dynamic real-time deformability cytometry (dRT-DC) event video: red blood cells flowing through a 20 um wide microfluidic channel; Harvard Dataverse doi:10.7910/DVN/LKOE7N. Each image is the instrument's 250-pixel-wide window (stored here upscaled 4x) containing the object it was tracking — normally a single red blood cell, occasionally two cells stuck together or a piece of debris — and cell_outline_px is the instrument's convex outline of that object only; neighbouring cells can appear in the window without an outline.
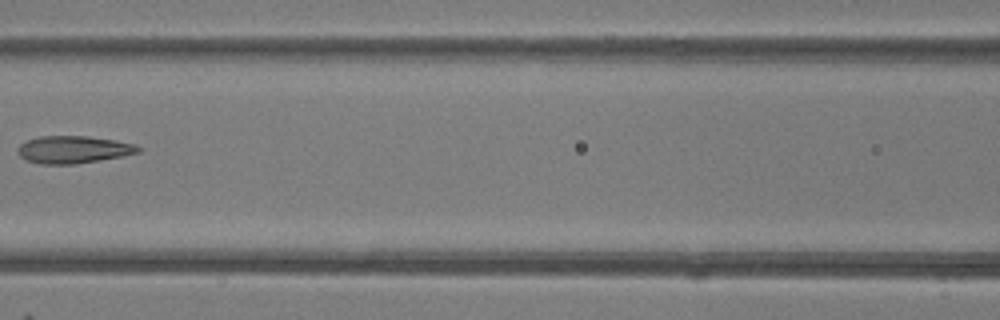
{"species": "common noctule bat (a hibernating species)", "species_latin": "Nyctalus noctula", "temperature_condition": "room temperature", "stored_images_in_passage": 7, "camera_frame_rate_fps": 3000, "um_per_image_px": 0.085, "animal": {"sex": "female"}, "frame": {"image": 1, "passage_image": 6, "time_ms": 6.0, "image_size_px": [1000, 320], "cell_outline_px": [[140, 152], [124, 156], [76, 164], [40, 164], [28, 160], [20, 156], [16, 152], [16, 148], [20, 144], [28, 140], [40, 136], [88, 136], [116, 140], [136, 144], [140, 148]], "centroid_in_image_um": [6.24, 12.71], "position_along_channel_um": 160.4, "area_um2": 19.36}}
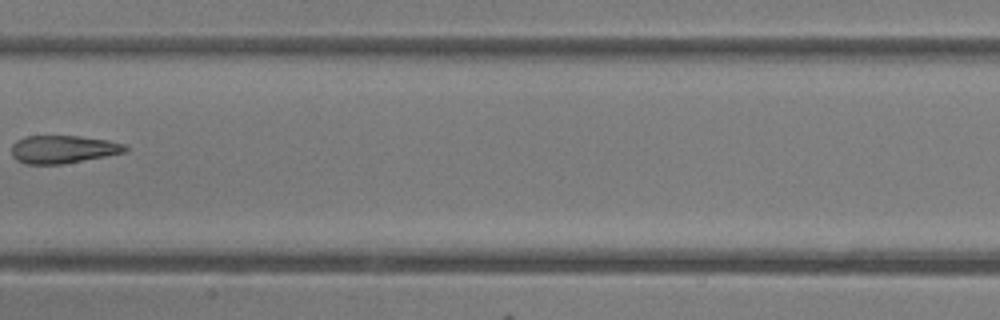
{"frame": {"image": 2, "passage_image": 7, "time_ms": 7.0, "image_size_px": [1000, 320], "cell_outline_px": [[128, 148], [124, 152], [64, 164], [24, 164], [16, 160], [12, 156], [12, 144], [16, 140], [28, 136], [80, 136], [108, 140], [124, 144]], "centroid_in_image_um": [5.32, 12.69], "position_along_channel_um": 202.1, "area_um2": 18.44}}